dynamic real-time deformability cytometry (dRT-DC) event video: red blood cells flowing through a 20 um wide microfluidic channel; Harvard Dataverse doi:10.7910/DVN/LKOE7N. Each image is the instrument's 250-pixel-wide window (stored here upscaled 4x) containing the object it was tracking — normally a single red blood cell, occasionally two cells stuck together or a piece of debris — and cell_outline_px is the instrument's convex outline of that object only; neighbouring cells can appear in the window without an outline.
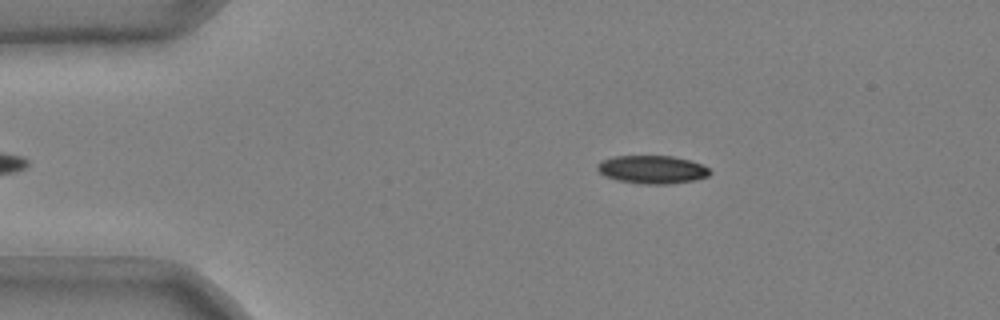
{"species": "common noctule bat (a hibernating species)", "species_latin": "Nyctalus noctula", "temperature_condition": "cold", "stored_images_in_passage": 45, "camera_frame_rate_fps": 3000, "um_per_image_px": 0.085, "animal": {"sex": "male", "body_mass_g": 20.4}, "frame": {"image": 1, "passage_image": 3, "time_ms": 0.667, "image_size_px": [1000, 320], "cell_outline_px": [[712, 172], [708, 176], [696, 180], [668, 184], [640, 184], [616, 180], [604, 176], [596, 168], [596, 164], [600, 160], [612, 156], [672, 156], [688, 160], [700, 164], [708, 168]], "centroid_in_image_um": [55.39, 14.41], "position_along_channel_um": 29.6, "area_um2": 18.61}}
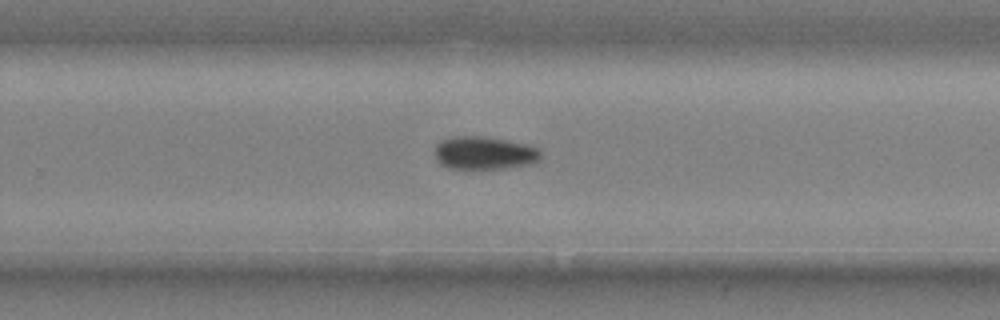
{"frame": {"image": 2, "passage_image": 28, "time_ms": 9.0, "image_size_px": [1000, 320], "cell_outline_px": [[540, 160], [532, 164], [508, 168], [472, 172], [448, 168], [440, 164], [436, 160], [436, 144], [440, 140], [452, 136], [484, 136], [524, 144], [536, 148], [540, 152]], "centroid_in_image_um": [41.11, 13.06], "position_along_channel_um": 288.7, "area_um2": 21.15}}
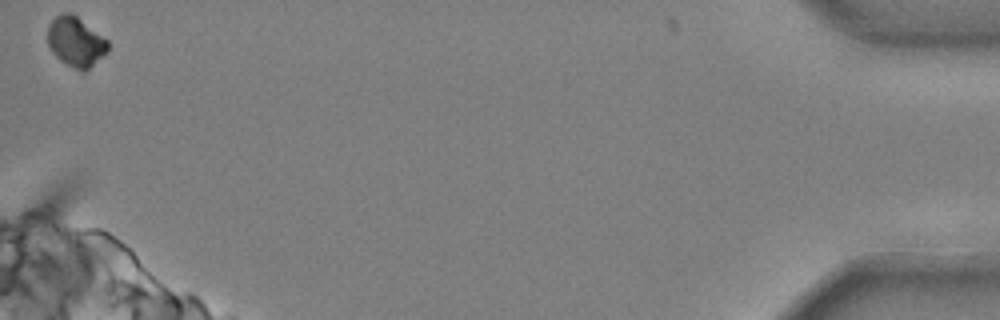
{"frame": {"image": 3, "passage_image": 45, "time_ms": 14.667, "image_size_px": [1000, 320], "cell_outline_px": [[108, 52], [84, 72], [80, 72], [60, 60], [48, 48], [48, 24], [60, 12], [72, 12], [108, 40]], "centroid_in_image_um": [6.43, 3.54], "position_along_channel_um": 428.8, "area_um2": 17.69}}